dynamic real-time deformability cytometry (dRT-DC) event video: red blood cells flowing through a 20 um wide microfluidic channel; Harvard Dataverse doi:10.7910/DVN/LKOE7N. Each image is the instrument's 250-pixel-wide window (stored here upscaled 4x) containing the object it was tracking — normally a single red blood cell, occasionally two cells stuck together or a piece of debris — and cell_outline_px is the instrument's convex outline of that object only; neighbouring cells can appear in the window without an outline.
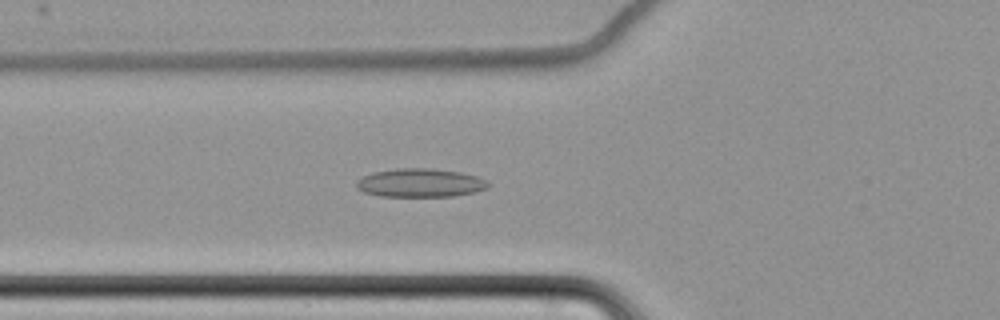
{"species": "common noctule bat (a hibernating species)", "species_latin": "Nyctalus noctula", "temperature_condition": "cold", "stored_images_in_passage": 57, "camera_frame_rate_fps": 3000, "um_per_image_px": 0.085, "animal": {"sex": "female", "body_mass_g": 22.7, "forearm_length_mm": 54.2}, "frame": {"image": 1, "passage_image": 20, "time_ms": 6.333, "image_size_px": [1000, 320], "cell_outline_px": [[492, 184], [488, 188], [476, 192], [452, 196], [380, 196], [364, 192], [356, 188], [356, 180], [372, 172], [396, 168], [432, 168], [460, 172], [476, 176], [488, 180]], "centroid_in_image_um": [35.74, 15.54], "position_along_channel_um": 90.1, "area_um2": 22.14}}
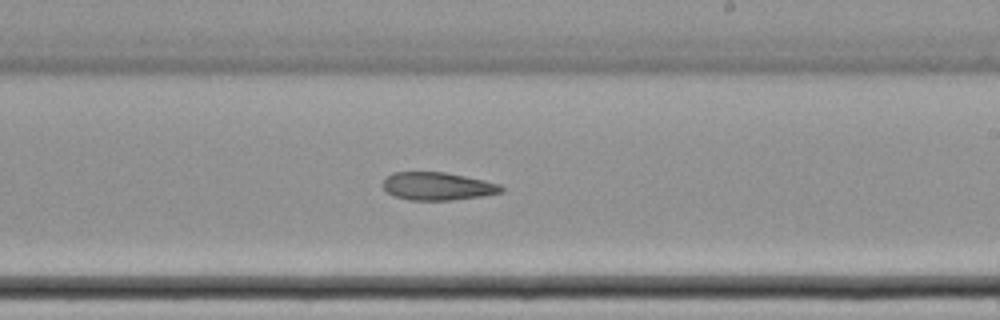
{"frame": {"image": 2, "passage_image": 34, "time_ms": 11.0, "image_size_px": [1000, 320], "cell_outline_px": [[504, 192], [484, 196], [452, 200], [408, 200], [396, 196], [388, 192], [384, 188], [384, 180], [392, 172], [444, 172], [484, 180], [500, 184], [504, 188]], "centroid_in_image_um": [37.24, 15.83], "position_along_channel_um": 251.8, "area_um2": 19.19}}
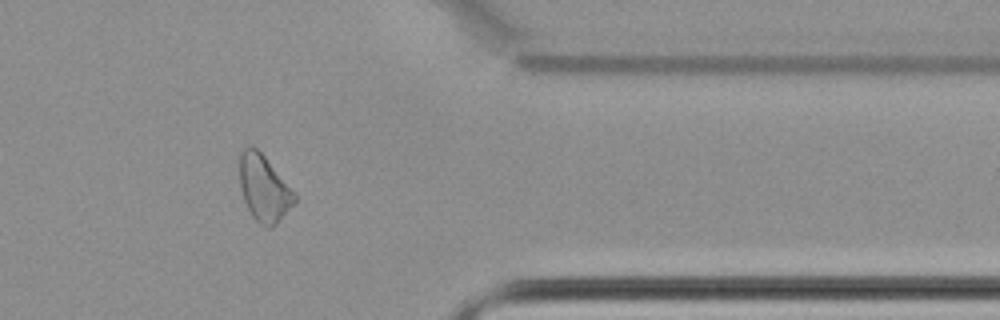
{"frame": {"image": 3, "passage_image": 47, "time_ms": 15.333, "image_size_px": [1000, 320], "cell_outline_px": [[296, 200], [276, 224], [268, 228], [260, 224], [252, 216], [244, 200], [240, 188], [240, 152], [244, 148], [256, 148], [264, 156], [296, 196]], "centroid_in_image_um": [22.4, 16.03], "position_along_channel_um": 389.0, "area_um2": 20.46}}